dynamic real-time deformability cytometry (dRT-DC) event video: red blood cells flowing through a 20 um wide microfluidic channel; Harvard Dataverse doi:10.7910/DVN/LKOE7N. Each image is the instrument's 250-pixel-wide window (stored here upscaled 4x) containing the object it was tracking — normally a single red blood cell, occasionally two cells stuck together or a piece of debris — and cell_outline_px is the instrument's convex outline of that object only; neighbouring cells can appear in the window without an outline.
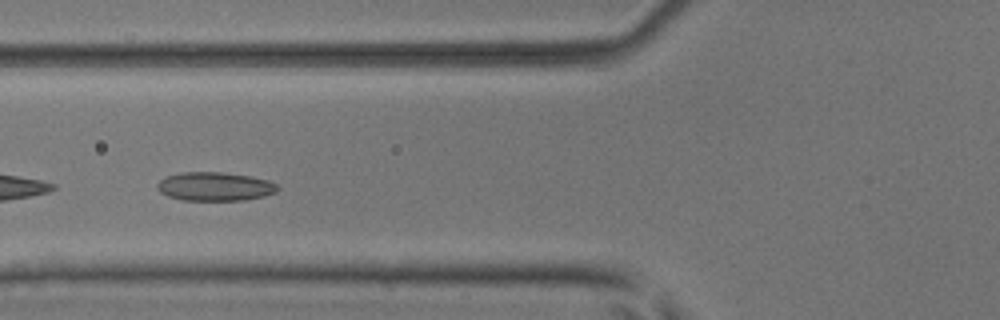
{"species": "common noctule bat (a hibernating species)", "species_latin": "Nyctalus noctula", "temperature_condition": "room temperature", "stored_images_in_passage": 47, "camera_frame_rate_fps": 3000, "um_per_image_px": 0.085, "animal": {"sex": "male", "body_mass_g": 17.9, "forearm_length_mm": 54.2}, "frame": {"image": 1, "passage_image": 16, "time_ms": 5.0, "image_size_px": [1000, 320], "cell_outline_px": [[280, 188], [276, 192], [264, 196], [244, 200], [180, 200], [168, 196], [160, 192], [156, 188], [156, 184], [160, 180], [168, 176], [180, 172], [224, 172], [248, 176], [268, 180], [276, 184]], "centroid_in_image_um": [18.25, 15.85], "position_along_channel_um": 107.6, "area_um2": 20.17}}
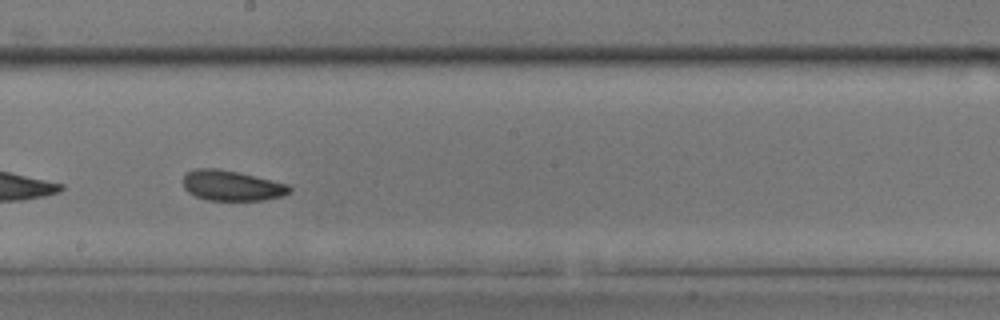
{"frame": {"image": 2, "passage_image": 25, "time_ms": 8.0, "image_size_px": [1000, 320], "cell_outline_px": [[292, 192], [280, 196], [264, 200], [208, 200], [196, 196], [188, 192], [184, 188], [184, 176], [188, 172], [196, 168], [216, 168], [236, 172], [288, 184], [292, 188]], "centroid_in_image_um": [19.7, 15.78], "position_along_channel_um": 228.5, "area_um2": 18.55}}
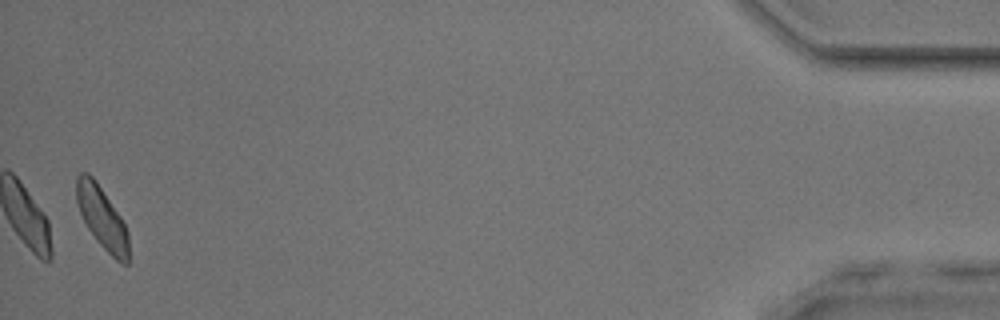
{"frame": {"image": 3, "passage_image": 46, "time_ms": 15.0, "image_size_px": [1000, 320], "cell_outline_px": [[128, 264], [120, 264], [96, 240], [88, 228], [80, 212], [76, 200], [76, 176], [80, 172], [88, 172], [96, 180], [120, 216], [128, 232]], "centroid_in_image_um": [8.66, 18.49], "position_along_channel_um": 426.5, "area_um2": 18.73}, "authors_computed_cell_mechanics": {"area_um2": 19.074, "velocity_mm_per_s": 4.0503, "shape_relaxation_time_tau1_ms": 8.2037, "shape_relaxation_time_tau2_ms": 2.0191, "deformation_change_tau1": 0.1165, "deformation_change_tau2": 0.0701}}